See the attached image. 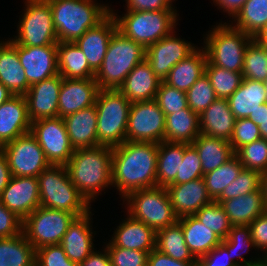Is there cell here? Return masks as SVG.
I'll return each instance as SVG.
<instances>
[{
	"mask_svg": "<svg viewBox=\"0 0 267 266\" xmlns=\"http://www.w3.org/2000/svg\"><path fill=\"white\" fill-rule=\"evenodd\" d=\"M88 216L87 213L76 217L69 225L60 243L68 258L78 265L92 253Z\"/></svg>",
	"mask_w": 267,
	"mask_h": 266,
	"instance_id": "cell-30",
	"label": "cell"
},
{
	"mask_svg": "<svg viewBox=\"0 0 267 266\" xmlns=\"http://www.w3.org/2000/svg\"><path fill=\"white\" fill-rule=\"evenodd\" d=\"M155 249L176 260L193 261L191 259L193 254L186 245L181 223L178 220L174 224L156 231Z\"/></svg>",
	"mask_w": 267,
	"mask_h": 266,
	"instance_id": "cell-38",
	"label": "cell"
},
{
	"mask_svg": "<svg viewBox=\"0 0 267 266\" xmlns=\"http://www.w3.org/2000/svg\"><path fill=\"white\" fill-rule=\"evenodd\" d=\"M258 38V39H257ZM258 42L264 44L267 48V24L261 33L255 38Z\"/></svg>",
	"mask_w": 267,
	"mask_h": 266,
	"instance_id": "cell-64",
	"label": "cell"
},
{
	"mask_svg": "<svg viewBox=\"0 0 267 266\" xmlns=\"http://www.w3.org/2000/svg\"><path fill=\"white\" fill-rule=\"evenodd\" d=\"M195 266H203V265L196 259Z\"/></svg>",
	"mask_w": 267,
	"mask_h": 266,
	"instance_id": "cell-66",
	"label": "cell"
},
{
	"mask_svg": "<svg viewBox=\"0 0 267 266\" xmlns=\"http://www.w3.org/2000/svg\"><path fill=\"white\" fill-rule=\"evenodd\" d=\"M205 73L217 98L228 99L239 88L243 80L242 73L212 65L208 60L205 65Z\"/></svg>",
	"mask_w": 267,
	"mask_h": 266,
	"instance_id": "cell-42",
	"label": "cell"
},
{
	"mask_svg": "<svg viewBox=\"0 0 267 266\" xmlns=\"http://www.w3.org/2000/svg\"><path fill=\"white\" fill-rule=\"evenodd\" d=\"M165 143V144H164ZM170 145V148H168ZM167 146V149L165 148ZM184 156V143L162 141L157 152V187L171 185L179 171Z\"/></svg>",
	"mask_w": 267,
	"mask_h": 266,
	"instance_id": "cell-37",
	"label": "cell"
},
{
	"mask_svg": "<svg viewBox=\"0 0 267 266\" xmlns=\"http://www.w3.org/2000/svg\"><path fill=\"white\" fill-rule=\"evenodd\" d=\"M201 159L197 150L191 145L184 143V156L180 161L179 171L175 181L171 185L189 182L203 177Z\"/></svg>",
	"mask_w": 267,
	"mask_h": 266,
	"instance_id": "cell-47",
	"label": "cell"
},
{
	"mask_svg": "<svg viewBox=\"0 0 267 266\" xmlns=\"http://www.w3.org/2000/svg\"><path fill=\"white\" fill-rule=\"evenodd\" d=\"M98 146L115 147L126 141L131 102L119 90H99L95 100Z\"/></svg>",
	"mask_w": 267,
	"mask_h": 266,
	"instance_id": "cell-6",
	"label": "cell"
},
{
	"mask_svg": "<svg viewBox=\"0 0 267 266\" xmlns=\"http://www.w3.org/2000/svg\"><path fill=\"white\" fill-rule=\"evenodd\" d=\"M236 15V29L256 38L267 24V0H247Z\"/></svg>",
	"mask_w": 267,
	"mask_h": 266,
	"instance_id": "cell-40",
	"label": "cell"
},
{
	"mask_svg": "<svg viewBox=\"0 0 267 266\" xmlns=\"http://www.w3.org/2000/svg\"><path fill=\"white\" fill-rule=\"evenodd\" d=\"M173 12L171 8L160 11H128L123 19H115L117 30L146 49L168 35L175 23L176 15Z\"/></svg>",
	"mask_w": 267,
	"mask_h": 266,
	"instance_id": "cell-7",
	"label": "cell"
},
{
	"mask_svg": "<svg viewBox=\"0 0 267 266\" xmlns=\"http://www.w3.org/2000/svg\"><path fill=\"white\" fill-rule=\"evenodd\" d=\"M178 221L181 223L186 245L194 256L199 258L204 256L222 241L210 228L200 223L194 215L180 217Z\"/></svg>",
	"mask_w": 267,
	"mask_h": 266,
	"instance_id": "cell-31",
	"label": "cell"
},
{
	"mask_svg": "<svg viewBox=\"0 0 267 266\" xmlns=\"http://www.w3.org/2000/svg\"><path fill=\"white\" fill-rule=\"evenodd\" d=\"M196 260L180 261L159 252L157 249L148 254L147 266H195Z\"/></svg>",
	"mask_w": 267,
	"mask_h": 266,
	"instance_id": "cell-56",
	"label": "cell"
},
{
	"mask_svg": "<svg viewBox=\"0 0 267 266\" xmlns=\"http://www.w3.org/2000/svg\"><path fill=\"white\" fill-rule=\"evenodd\" d=\"M23 233L2 238L0 266H35L36 249Z\"/></svg>",
	"mask_w": 267,
	"mask_h": 266,
	"instance_id": "cell-36",
	"label": "cell"
},
{
	"mask_svg": "<svg viewBox=\"0 0 267 266\" xmlns=\"http://www.w3.org/2000/svg\"><path fill=\"white\" fill-rule=\"evenodd\" d=\"M132 201L131 217L158 231L174 224L178 217L173 207L166 187L140 189L127 195Z\"/></svg>",
	"mask_w": 267,
	"mask_h": 266,
	"instance_id": "cell-8",
	"label": "cell"
},
{
	"mask_svg": "<svg viewBox=\"0 0 267 266\" xmlns=\"http://www.w3.org/2000/svg\"><path fill=\"white\" fill-rule=\"evenodd\" d=\"M222 254L225 253L224 255L227 256L228 258H226V260H219L218 257H214L215 254ZM227 253V254H226ZM240 259H242L244 261V266H261L263 264L266 263V260L264 261H258V262H246L241 256H238ZM231 256L228 252V250L220 243L219 245H217L215 248H213L210 252H208L207 254H205L204 256H201L199 258V262L203 265V266H242L239 265L238 263H235L234 260L232 261ZM232 261V262H231Z\"/></svg>",
	"mask_w": 267,
	"mask_h": 266,
	"instance_id": "cell-52",
	"label": "cell"
},
{
	"mask_svg": "<svg viewBox=\"0 0 267 266\" xmlns=\"http://www.w3.org/2000/svg\"><path fill=\"white\" fill-rule=\"evenodd\" d=\"M194 216L222 240L227 237L233 226L221 204L215 201L203 206Z\"/></svg>",
	"mask_w": 267,
	"mask_h": 266,
	"instance_id": "cell-43",
	"label": "cell"
},
{
	"mask_svg": "<svg viewBox=\"0 0 267 266\" xmlns=\"http://www.w3.org/2000/svg\"><path fill=\"white\" fill-rule=\"evenodd\" d=\"M23 220L7 209L0 201V237H12L22 232ZM20 226V227H19Z\"/></svg>",
	"mask_w": 267,
	"mask_h": 266,
	"instance_id": "cell-53",
	"label": "cell"
},
{
	"mask_svg": "<svg viewBox=\"0 0 267 266\" xmlns=\"http://www.w3.org/2000/svg\"><path fill=\"white\" fill-rule=\"evenodd\" d=\"M220 204L233 226L249 225L267 211L262 188L250 194L223 200Z\"/></svg>",
	"mask_w": 267,
	"mask_h": 266,
	"instance_id": "cell-27",
	"label": "cell"
},
{
	"mask_svg": "<svg viewBox=\"0 0 267 266\" xmlns=\"http://www.w3.org/2000/svg\"><path fill=\"white\" fill-rule=\"evenodd\" d=\"M11 177L12 175L8 166L6 156L0 150V197L2 195L3 190L9 184Z\"/></svg>",
	"mask_w": 267,
	"mask_h": 266,
	"instance_id": "cell-59",
	"label": "cell"
},
{
	"mask_svg": "<svg viewBox=\"0 0 267 266\" xmlns=\"http://www.w3.org/2000/svg\"><path fill=\"white\" fill-rule=\"evenodd\" d=\"M261 188H262V191H263L264 202H265V204L267 206V172L262 174Z\"/></svg>",
	"mask_w": 267,
	"mask_h": 266,
	"instance_id": "cell-63",
	"label": "cell"
},
{
	"mask_svg": "<svg viewBox=\"0 0 267 266\" xmlns=\"http://www.w3.org/2000/svg\"><path fill=\"white\" fill-rule=\"evenodd\" d=\"M107 248L111 266H147L148 252L116 247L112 244Z\"/></svg>",
	"mask_w": 267,
	"mask_h": 266,
	"instance_id": "cell-51",
	"label": "cell"
},
{
	"mask_svg": "<svg viewBox=\"0 0 267 266\" xmlns=\"http://www.w3.org/2000/svg\"><path fill=\"white\" fill-rule=\"evenodd\" d=\"M58 71L62 78L88 79L94 78L95 72L90 68L88 60L75 42H58Z\"/></svg>",
	"mask_w": 267,
	"mask_h": 266,
	"instance_id": "cell-32",
	"label": "cell"
},
{
	"mask_svg": "<svg viewBox=\"0 0 267 266\" xmlns=\"http://www.w3.org/2000/svg\"><path fill=\"white\" fill-rule=\"evenodd\" d=\"M166 189L173 211L178 218L194 215L203 206L213 202L203 177L181 184L169 185Z\"/></svg>",
	"mask_w": 267,
	"mask_h": 266,
	"instance_id": "cell-21",
	"label": "cell"
},
{
	"mask_svg": "<svg viewBox=\"0 0 267 266\" xmlns=\"http://www.w3.org/2000/svg\"><path fill=\"white\" fill-rule=\"evenodd\" d=\"M265 88H266V95H267V79L264 81Z\"/></svg>",
	"mask_w": 267,
	"mask_h": 266,
	"instance_id": "cell-67",
	"label": "cell"
},
{
	"mask_svg": "<svg viewBox=\"0 0 267 266\" xmlns=\"http://www.w3.org/2000/svg\"><path fill=\"white\" fill-rule=\"evenodd\" d=\"M207 54L194 51L186 59L177 63L164 79V83L187 92L205 73Z\"/></svg>",
	"mask_w": 267,
	"mask_h": 266,
	"instance_id": "cell-35",
	"label": "cell"
},
{
	"mask_svg": "<svg viewBox=\"0 0 267 266\" xmlns=\"http://www.w3.org/2000/svg\"><path fill=\"white\" fill-rule=\"evenodd\" d=\"M228 102L236 120L248 118L262 103L267 102L264 82L243 78L239 88L228 98Z\"/></svg>",
	"mask_w": 267,
	"mask_h": 266,
	"instance_id": "cell-28",
	"label": "cell"
},
{
	"mask_svg": "<svg viewBox=\"0 0 267 266\" xmlns=\"http://www.w3.org/2000/svg\"><path fill=\"white\" fill-rule=\"evenodd\" d=\"M62 80V76L57 74L29 87L24 97L31 122L43 118L58 117Z\"/></svg>",
	"mask_w": 267,
	"mask_h": 266,
	"instance_id": "cell-17",
	"label": "cell"
},
{
	"mask_svg": "<svg viewBox=\"0 0 267 266\" xmlns=\"http://www.w3.org/2000/svg\"><path fill=\"white\" fill-rule=\"evenodd\" d=\"M155 100L166 115L188 108L186 92L160 82Z\"/></svg>",
	"mask_w": 267,
	"mask_h": 266,
	"instance_id": "cell-48",
	"label": "cell"
},
{
	"mask_svg": "<svg viewBox=\"0 0 267 266\" xmlns=\"http://www.w3.org/2000/svg\"><path fill=\"white\" fill-rule=\"evenodd\" d=\"M220 5H222V8H226V10H229L230 14H237L241 8L243 7V4L247 0H216Z\"/></svg>",
	"mask_w": 267,
	"mask_h": 266,
	"instance_id": "cell-60",
	"label": "cell"
},
{
	"mask_svg": "<svg viewBox=\"0 0 267 266\" xmlns=\"http://www.w3.org/2000/svg\"><path fill=\"white\" fill-rule=\"evenodd\" d=\"M35 266H79L71 261L60 244L36 249Z\"/></svg>",
	"mask_w": 267,
	"mask_h": 266,
	"instance_id": "cell-50",
	"label": "cell"
},
{
	"mask_svg": "<svg viewBox=\"0 0 267 266\" xmlns=\"http://www.w3.org/2000/svg\"><path fill=\"white\" fill-rule=\"evenodd\" d=\"M158 144L125 141L112 148V183L127 197L131 192L157 186Z\"/></svg>",
	"mask_w": 267,
	"mask_h": 266,
	"instance_id": "cell-1",
	"label": "cell"
},
{
	"mask_svg": "<svg viewBox=\"0 0 267 266\" xmlns=\"http://www.w3.org/2000/svg\"><path fill=\"white\" fill-rule=\"evenodd\" d=\"M188 107L198 115L207 109L216 99L211 82L204 73L186 92Z\"/></svg>",
	"mask_w": 267,
	"mask_h": 266,
	"instance_id": "cell-45",
	"label": "cell"
},
{
	"mask_svg": "<svg viewBox=\"0 0 267 266\" xmlns=\"http://www.w3.org/2000/svg\"><path fill=\"white\" fill-rule=\"evenodd\" d=\"M0 82L13 94L25 95L29 90L25 71L18 57V44L14 41L0 44Z\"/></svg>",
	"mask_w": 267,
	"mask_h": 266,
	"instance_id": "cell-25",
	"label": "cell"
},
{
	"mask_svg": "<svg viewBox=\"0 0 267 266\" xmlns=\"http://www.w3.org/2000/svg\"><path fill=\"white\" fill-rule=\"evenodd\" d=\"M52 165H66L75 149L70 143L63 118H43L31 123L30 131Z\"/></svg>",
	"mask_w": 267,
	"mask_h": 266,
	"instance_id": "cell-14",
	"label": "cell"
},
{
	"mask_svg": "<svg viewBox=\"0 0 267 266\" xmlns=\"http://www.w3.org/2000/svg\"><path fill=\"white\" fill-rule=\"evenodd\" d=\"M243 168L238 156L234 154L224 164L203 175L206 189L213 201L238 177Z\"/></svg>",
	"mask_w": 267,
	"mask_h": 266,
	"instance_id": "cell-39",
	"label": "cell"
},
{
	"mask_svg": "<svg viewBox=\"0 0 267 266\" xmlns=\"http://www.w3.org/2000/svg\"><path fill=\"white\" fill-rule=\"evenodd\" d=\"M166 116L157 101H138L131 103L126 141L153 142L164 141Z\"/></svg>",
	"mask_w": 267,
	"mask_h": 266,
	"instance_id": "cell-12",
	"label": "cell"
},
{
	"mask_svg": "<svg viewBox=\"0 0 267 266\" xmlns=\"http://www.w3.org/2000/svg\"><path fill=\"white\" fill-rule=\"evenodd\" d=\"M261 138L258 125L249 118L237 119L235 121L233 134L229 140L234 153L241 147Z\"/></svg>",
	"mask_w": 267,
	"mask_h": 266,
	"instance_id": "cell-49",
	"label": "cell"
},
{
	"mask_svg": "<svg viewBox=\"0 0 267 266\" xmlns=\"http://www.w3.org/2000/svg\"><path fill=\"white\" fill-rule=\"evenodd\" d=\"M195 51L190 44L171 37L170 34L146 48L145 59L155 75L164 81L170 70Z\"/></svg>",
	"mask_w": 267,
	"mask_h": 266,
	"instance_id": "cell-18",
	"label": "cell"
},
{
	"mask_svg": "<svg viewBox=\"0 0 267 266\" xmlns=\"http://www.w3.org/2000/svg\"><path fill=\"white\" fill-rule=\"evenodd\" d=\"M112 147L78 148L66 164L71 182L87 201L112 183Z\"/></svg>",
	"mask_w": 267,
	"mask_h": 266,
	"instance_id": "cell-2",
	"label": "cell"
},
{
	"mask_svg": "<svg viewBox=\"0 0 267 266\" xmlns=\"http://www.w3.org/2000/svg\"><path fill=\"white\" fill-rule=\"evenodd\" d=\"M112 245L150 253L156 248V231L144 222L130 217L117 230Z\"/></svg>",
	"mask_w": 267,
	"mask_h": 266,
	"instance_id": "cell-29",
	"label": "cell"
},
{
	"mask_svg": "<svg viewBox=\"0 0 267 266\" xmlns=\"http://www.w3.org/2000/svg\"><path fill=\"white\" fill-rule=\"evenodd\" d=\"M191 145L201 159L203 174L215 170L235 154L229 141L204 134H200Z\"/></svg>",
	"mask_w": 267,
	"mask_h": 266,
	"instance_id": "cell-34",
	"label": "cell"
},
{
	"mask_svg": "<svg viewBox=\"0 0 267 266\" xmlns=\"http://www.w3.org/2000/svg\"><path fill=\"white\" fill-rule=\"evenodd\" d=\"M243 242L246 243L247 245H249V243H251L253 246H255V243L252 240L250 228L248 225L232 226V229L228 232L227 237L221 241V244L230 253L231 251L234 252V250L237 248V246H239V244H241Z\"/></svg>",
	"mask_w": 267,
	"mask_h": 266,
	"instance_id": "cell-54",
	"label": "cell"
},
{
	"mask_svg": "<svg viewBox=\"0 0 267 266\" xmlns=\"http://www.w3.org/2000/svg\"><path fill=\"white\" fill-rule=\"evenodd\" d=\"M207 40V60L215 66L242 73L247 45L243 41L254 39L240 29L220 26ZM246 45V46H245Z\"/></svg>",
	"mask_w": 267,
	"mask_h": 266,
	"instance_id": "cell-10",
	"label": "cell"
},
{
	"mask_svg": "<svg viewBox=\"0 0 267 266\" xmlns=\"http://www.w3.org/2000/svg\"><path fill=\"white\" fill-rule=\"evenodd\" d=\"M1 203L24 220L40 207L37 177L12 176L0 197Z\"/></svg>",
	"mask_w": 267,
	"mask_h": 266,
	"instance_id": "cell-16",
	"label": "cell"
},
{
	"mask_svg": "<svg viewBox=\"0 0 267 266\" xmlns=\"http://www.w3.org/2000/svg\"><path fill=\"white\" fill-rule=\"evenodd\" d=\"M77 216L63 210L38 207L23 220L26 239L35 249L45 245L60 244L69 225Z\"/></svg>",
	"mask_w": 267,
	"mask_h": 266,
	"instance_id": "cell-9",
	"label": "cell"
},
{
	"mask_svg": "<svg viewBox=\"0 0 267 266\" xmlns=\"http://www.w3.org/2000/svg\"><path fill=\"white\" fill-rule=\"evenodd\" d=\"M245 169L267 172V140L258 139L241 147L235 153Z\"/></svg>",
	"mask_w": 267,
	"mask_h": 266,
	"instance_id": "cell-46",
	"label": "cell"
},
{
	"mask_svg": "<svg viewBox=\"0 0 267 266\" xmlns=\"http://www.w3.org/2000/svg\"><path fill=\"white\" fill-rule=\"evenodd\" d=\"M146 49L116 30L103 63L95 73L99 90H118L127 75L145 59Z\"/></svg>",
	"mask_w": 267,
	"mask_h": 266,
	"instance_id": "cell-3",
	"label": "cell"
},
{
	"mask_svg": "<svg viewBox=\"0 0 267 266\" xmlns=\"http://www.w3.org/2000/svg\"><path fill=\"white\" fill-rule=\"evenodd\" d=\"M98 91L95 78H63L59 92L58 117L64 118L79 110L95 105Z\"/></svg>",
	"mask_w": 267,
	"mask_h": 266,
	"instance_id": "cell-19",
	"label": "cell"
},
{
	"mask_svg": "<svg viewBox=\"0 0 267 266\" xmlns=\"http://www.w3.org/2000/svg\"><path fill=\"white\" fill-rule=\"evenodd\" d=\"M199 122L189 107L166 115L164 141L191 144L201 134Z\"/></svg>",
	"mask_w": 267,
	"mask_h": 266,
	"instance_id": "cell-33",
	"label": "cell"
},
{
	"mask_svg": "<svg viewBox=\"0 0 267 266\" xmlns=\"http://www.w3.org/2000/svg\"><path fill=\"white\" fill-rule=\"evenodd\" d=\"M252 240L255 246L260 248H267V211L259 215L249 225ZM267 260V258H266Z\"/></svg>",
	"mask_w": 267,
	"mask_h": 266,
	"instance_id": "cell-55",
	"label": "cell"
},
{
	"mask_svg": "<svg viewBox=\"0 0 267 266\" xmlns=\"http://www.w3.org/2000/svg\"><path fill=\"white\" fill-rule=\"evenodd\" d=\"M13 94L0 82V105L9 100Z\"/></svg>",
	"mask_w": 267,
	"mask_h": 266,
	"instance_id": "cell-62",
	"label": "cell"
},
{
	"mask_svg": "<svg viewBox=\"0 0 267 266\" xmlns=\"http://www.w3.org/2000/svg\"><path fill=\"white\" fill-rule=\"evenodd\" d=\"M18 57L30 86L59 74L57 45H18Z\"/></svg>",
	"mask_w": 267,
	"mask_h": 266,
	"instance_id": "cell-15",
	"label": "cell"
},
{
	"mask_svg": "<svg viewBox=\"0 0 267 266\" xmlns=\"http://www.w3.org/2000/svg\"><path fill=\"white\" fill-rule=\"evenodd\" d=\"M160 82L149 62L144 59L127 75L118 90L131 103L150 101L156 98Z\"/></svg>",
	"mask_w": 267,
	"mask_h": 266,
	"instance_id": "cell-23",
	"label": "cell"
},
{
	"mask_svg": "<svg viewBox=\"0 0 267 266\" xmlns=\"http://www.w3.org/2000/svg\"><path fill=\"white\" fill-rule=\"evenodd\" d=\"M199 120L203 122L201 134L229 141L236 118L230 110L228 99L217 98L199 115Z\"/></svg>",
	"mask_w": 267,
	"mask_h": 266,
	"instance_id": "cell-26",
	"label": "cell"
},
{
	"mask_svg": "<svg viewBox=\"0 0 267 266\" xmlns=\"http://www.w3.org/2000/svg\"><path fill=\"white\" fill-rule=\"evenodd\" d=\"M117 30L113 14H108L95 27L89 28L75 43L85 54L90 68L96 73L101 67L109 41Z\"/></svg>",
	"mask_w": 267,
	"mask_h": 266,
	"instance_id": "cell-20",
	"label": "cell"
},
{
	"mask_svg": "<svg viewBox=\"0 0 267 266\" xmlns=\"http://www.w3.org/2000/svg\"><path fill=\"white\" fill-rule=\"evenodd\" d=\"M28 3L19 27V38L14 42L22 46L58 45L49 2L29 0Z\"/></svg>",
	"mask_w": 267,
	"mask_h": 266,
	"instance_id": "cell-13",
	"label": "cell"
},
{
	"mask_svg": "<svg viewBox=\"0 0 267 266\" xmlns=\"http://www.w3.org/2000/svg\"><path fill=\"white\" fill-rule=\"evenodd\" d=\"M261 138L267 140V120L263 121L259 126Z\"/></svg>",
	"mask_w": 267,
	"mask_h": 266,
	"instance_id": "cell-65",
	"label": "cell"
},
{
	"mask_svg": "<svg viewBox=\"0 0 267 266\" xmlns=\"http://www.w3.org/2000/svg\"><path fill=\"white\" fill-rule=\"evenodd\" d=\"M79 266H111L110 255L108 252L104 255L92 252Z\"/></svg>",
	"mask_w": 267,
	"mask_h": 266,
	"instance_id": "cell-58",
	"label": "cell"
},
{
	"mask_svg": "<svg viewBox=\"0 0 267 266\" xmlns=\"http://www.w3.org/2000/svg\"><path fill=\"white\" fill-rule=\"evenodd\" d=\"M53 26L58 42H75L89 28L108 14L107 7L95 6L91 0H50Z\"/></svg>",
	"mask_w": 267,
	"mask_h": 266,
	"instance_id": "cell-4",
	"label": "cell"
},
{
	"mask_svg": "<svg viewBox=\"0 0 267 266\" xmlns=\"http://www.w3.org/2000/svg\"><path fill=\"white\" fill-rule=\"evenodd\" d=\"M37 180L40 206L74 213L77 217L88 213L89 202L71 182L66 165L51 164L38 175Z\"/></svg>",
	"mask_w": 267,
	"mask_h": 266,
	"instance_id": "cell-5",
	"label": "cell"
},
{
	"mask_svg": "<svg viewBox=\"0 0 267 266\" xmlns=\"http://www.w3.org/2000/svg\"><path fill=\"white\" fill-rule=\"evenodd\" d=\"M0 150L6 156L12 176L38 177L51 165L31 132L17 137L2 146Z\"/></svg>",
	"mask_w": 267,
	"mask_h": 266,
	"instance_id": "cell-11",
	"label": "cell"
},
{
	"mask_svg": "<svg viewBox=\"0 0 267 266\" xmlns=\"http://www.w3.org/2000/svg\"><path fill=\"white\" fill-rule=\"evenodd\" d=\"M256 125H260L263 121L267 120V102L262 103L259 108L248 116Z\"/></svg>",
	"mask_w": 267,
	"mask_h": 266,
	"instance_id": "cell-61",
	"label": "cell"
},
{
	"mask_svg": "<svg viewBox=\"0 0 267 266\" xmlns=\"http://www.w3.org/2000/svg\"><path fill=\"white\" fill-rule=\"evenodd\" d=\"M74 149L98 146L96 106H89L63 118Z\"/></svg>",
	"mask_w": 267,
	"mask_h": 266,
	"instance_id": "cell-24",
	"label": "cell"
},
{
	"mask_svg": "<svg viewBox=\"0 0 267 266\" xmlns=\"http://www.w3.org/2000/svg\"><path fill=\"white\" fill-rule=\"evenodd\" d=\"M261 178L262 174L259 171L243 168L238 177L222 191L215 202L221 203L223 200L259 190L261 188Z\"/></svg>",
	"mask_w": 267,
	"mask_h": 266,
	"instance_id": "cell-44",
	"label": "cell"
},
{
	"mask_svg": "<svg viewBox=\"0 0 267 266\" xmlns=\"http://www.w3.org/2000/svg\"><path fill=\"white\" fill-rule=\"evenodd\" d=\"M129 11L169 10L168 0H128Z\"/></svg>",
	"mask_w": 267,
	"mask_h": 266,
	"instance_id": "cell-57",
	"label": "cell"
},
{
	"mask_svg": "<svg viewBox=\"0 0 267 266\" xmlns=\"http://www.w3.org/2000/svg\"><path fill=\"white\" fill-rule=\"evenodd\" d=\"M248 44L244 54L242 76L264 82L267 79V48L255 38L253 41L250 39Z\"/></svg>",
	"mask_w": 267,
	"mask_h": 266,
	"instance_id": "cell-41",
	"label": "cell"
},
{
	"mask_svg": "<svg viewBox=\"0 0 267 266\" xmlns=\"http://www.w3.org/2000/svg\"><path fill=\"white\" fill-rule=\"evenodd\" d=\"M24 95H13L0 105V148L31 131Z\"/></svg>",
	"mask_w": 267,
	"mask_h": 266,
	"instance_id": "cell-22",
	"label": "cell"
}]
</instances>
